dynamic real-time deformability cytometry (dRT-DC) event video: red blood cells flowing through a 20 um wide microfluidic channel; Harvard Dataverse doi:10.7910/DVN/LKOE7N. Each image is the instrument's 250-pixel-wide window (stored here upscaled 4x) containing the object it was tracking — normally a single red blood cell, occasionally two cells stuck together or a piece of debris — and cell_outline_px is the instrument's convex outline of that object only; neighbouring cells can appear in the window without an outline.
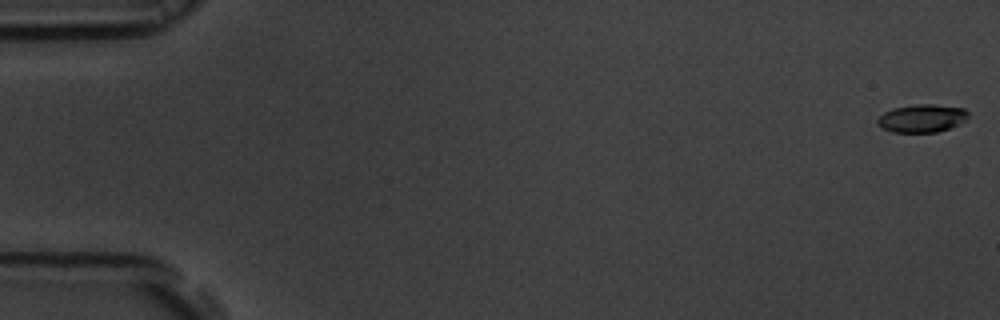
{"species": "common noctule bat (a hibernating species)", "species_latin": "Nyctalus noctula", "temperature_condition": "room temperature", "stored_images_in_passage": 55, "camera_frame_rate_fps": 3000, "um_per_image_px": 0.085, "animal": {"sex": "male", "body_mass_g": 19.5, "forearm_length_mm": 54.6}, "frame": {"image": 1, "passage_image": 1, "time_ms": 0.0, "image_size_px": [1000, 320], "cell_outline_px": [[968, 120], [960, 124], [936, 132], [892, 132], [876, 124], [876, 120], [884, 112], [892, 108], [916, 104], [932, 104], [964, 108], [968, 112]], "centroid_in_image_um": [78.37, 10.05], "position_along_channel_um": 6.6, "area_um2": 14.85}}
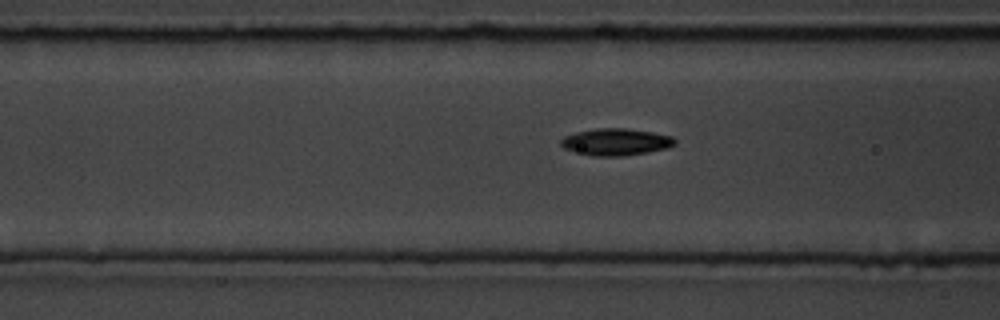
{"frame": {"image": 2, "passage_image": 22, "time_ms": 7.0, "image_size_px": [1000, 320], "cell_outline_px": [[676, 144], [668, 148], [648, 152], [624, 156], [592, 156], [564, 148], [560, 144], [560, 140], [564, 136], [576, 132], [596, 128], [628, 128], [652, 132], [672, 136], [676, 140]], "centroid_in_image_um": [52.37, 12.06], "position_along_channel_um": 114.2, "area_um2": 17.98}}
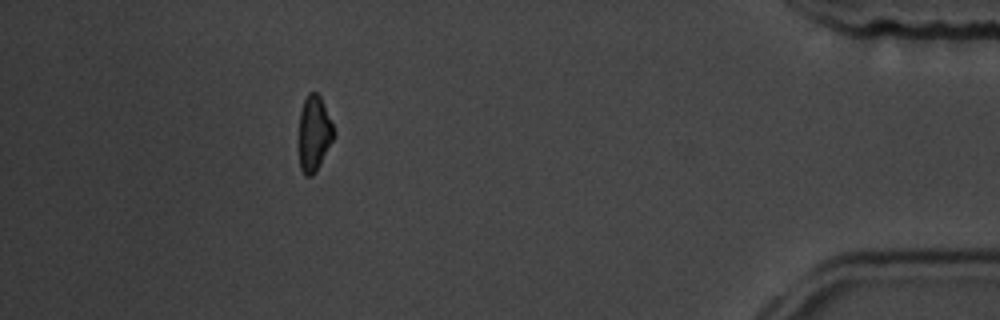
{"frame": {"image": 3, "passage_image": 50, "time_ms": 16.333, "image_size_px": [1000, 320], "cell_outline_px": [[336, 136], [316, 172], [312, 176], [304, 176], [300, 168], [300, 112], [304, 100], [308, 92], [316, 92], [320, 96], [336, 132]], "centroid_in_image_um": [26.73, 11.37], "position_along_channel_um": 408.5, "area_um2": 15.37}, "authors_computed_cell_mechanics": {"area_um2": 16.3574, "velocity_mm_per_s": 3.7285, "shape_relaxation_time_tau1_ms": 4.2597, "shape_relaxation_time_tau2_ms": 5.2271, "deformation_change_tau1": 0.1518, "deformation_change_tau2": 0.1133}}